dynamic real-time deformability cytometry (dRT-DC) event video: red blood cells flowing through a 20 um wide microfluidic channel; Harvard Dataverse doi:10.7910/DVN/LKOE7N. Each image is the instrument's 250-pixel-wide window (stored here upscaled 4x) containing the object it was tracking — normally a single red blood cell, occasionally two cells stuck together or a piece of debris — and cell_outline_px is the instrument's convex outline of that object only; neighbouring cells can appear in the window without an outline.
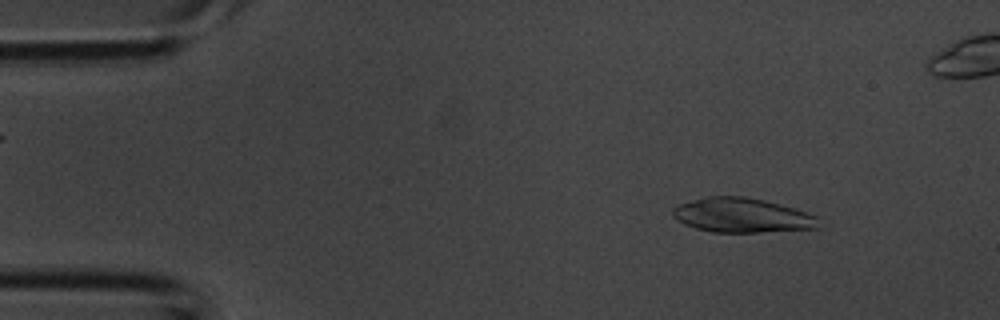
{"species": "common noctule bat (a hibernating species)", "species_latin": "Nyctalus noctula", "temperature_condition": "room temperature", "stored_images_in_passage": 3, "camera_frame_rate_fps": 3000, "um_per_image_px": 0.085, "animal": {"sex": "male", "body_mass_g": 20.1, "forearm_length_mm": 53.5}, "frame": {"image": 1, "passage_image": 1, "time_ms": 0.0, "image_size_px": [1000, 320], "cell_outline_px": [[820, 228], [760, 232], [712, 232], [696, 228], [684, 224], [672, 216], [672, 208], [676, 204], [708, 196], [744, 196], [764, 200], [780, 204], [816, 216]], "centroid_in_image_um": [63.02, 18.3], "position_along_channel_um": 22.0, "area_um2": 29.25}}